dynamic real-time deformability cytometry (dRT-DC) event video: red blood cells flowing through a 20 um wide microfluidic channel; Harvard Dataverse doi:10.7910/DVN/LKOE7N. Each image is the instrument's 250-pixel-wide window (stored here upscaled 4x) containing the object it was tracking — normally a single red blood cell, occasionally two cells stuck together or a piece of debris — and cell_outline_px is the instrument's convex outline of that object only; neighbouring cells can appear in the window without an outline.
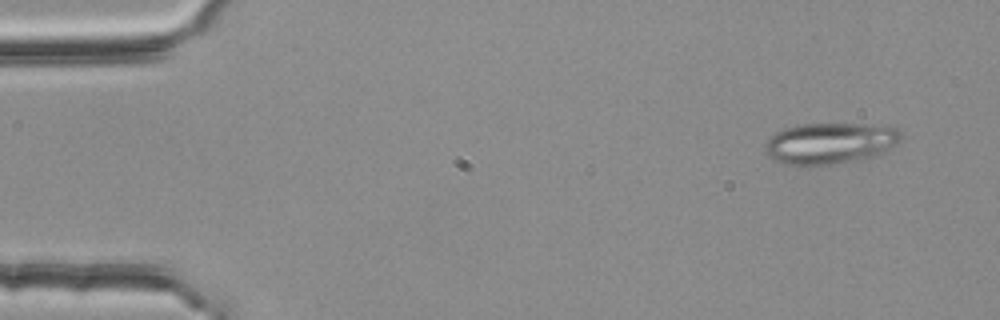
{"species": "common noctule bat (a hibernating species)", "species_latin": "Nyctalus noctula", "temperature_condition": "room temperature", "stored_images_in_passage": 4, "camera_frame_rate_fps": 3000, "um_per_image_px": 0.085, "animal": {"sex": "female", "body_mass_g": 25.1}, "frame": {"image": 1, "passage_image": 1, "time_ms": 0.0, "image_size_px": [1000, 320], "cell_outline_px": [[900, 140], [896, 144], [884, 152], [876, 156], [860, 160], [808, 168], [784, 164], [768, 156], [764, 152], [764, 144], [776, 132], [784, 128], [800, 124], [892, 124], [896, 128], [900, 136]], "centroid_in_image_um": [70.54, 12.2], "position_along_channel_um": 14.5, "area_um2": 33.52}}